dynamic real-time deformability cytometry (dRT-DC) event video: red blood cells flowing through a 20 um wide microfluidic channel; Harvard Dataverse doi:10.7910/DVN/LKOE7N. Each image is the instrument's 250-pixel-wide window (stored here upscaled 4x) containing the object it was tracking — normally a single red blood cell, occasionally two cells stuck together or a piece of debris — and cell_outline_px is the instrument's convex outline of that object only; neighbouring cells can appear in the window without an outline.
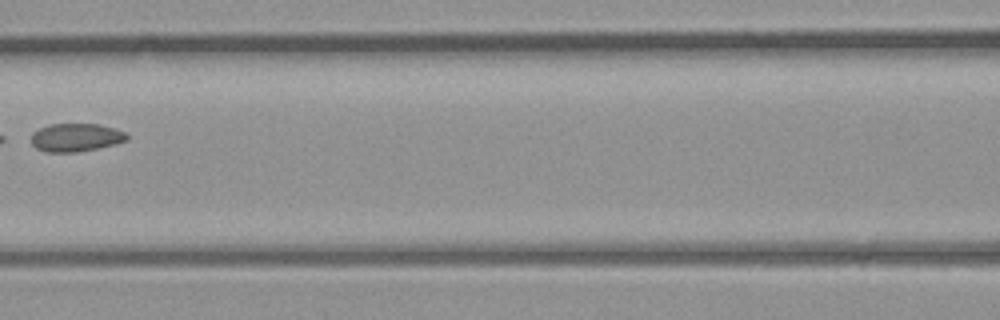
{"species": "common noctule bat (a hibernating species)", "species_latin": "Nyctalus noctula", "temperature_condition": "room temperature", "stored_images_in_passage": 4, "camera_frame_rate_fps": 3000, "um_per_image_px": 0.085, "animal": {"sex": "male", "body_mass_g": 23.1, "forearm_length_mm": 52.7}, "frame": {"image": 1, "passage_image": 4, "time_ms": 4.667, "image_size_px": [1000, 320], "cell_outline_px": [[128, 140], [116, 144], [76, 152], [44, 152], [36, 148], [32, 144], [32, 132], [40, 128], [52, 124], [96, 124], [112, 128], [124, 132], [128, 136]], "centroid_in_image_um": [6.43, 11.69], "position_along_channel_um": 160.2, "area_um2": 15.55}}